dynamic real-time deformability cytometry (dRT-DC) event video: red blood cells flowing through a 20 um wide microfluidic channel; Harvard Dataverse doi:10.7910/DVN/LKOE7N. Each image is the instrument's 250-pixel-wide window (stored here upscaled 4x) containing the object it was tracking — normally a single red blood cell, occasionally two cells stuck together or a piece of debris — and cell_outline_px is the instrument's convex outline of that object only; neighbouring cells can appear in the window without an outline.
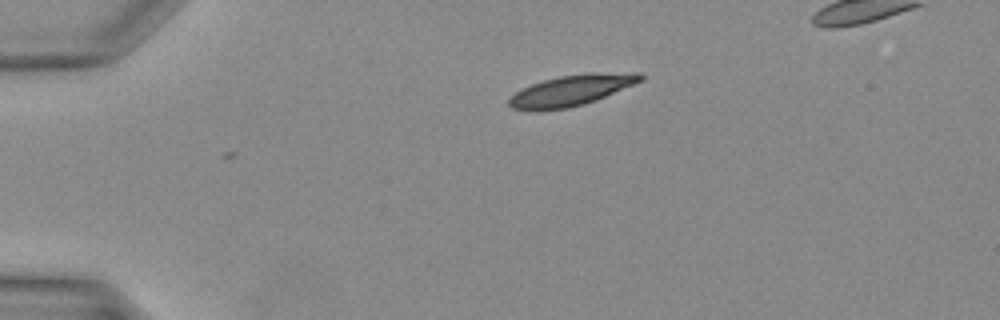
{"species": "Egyptian fruit bat (a non-hibernating species)", "species_latin": "Rousettus aegyptiacus", "temperature_condition": "warm", "stored_images_in_passage": 2, "camera_frame_rate_fps": 3000, "um_per_image_px": 0.085, "animal": {"sex": "female"}, "frame": {"image": 1, "passage_image": 1, "time_ms": 0.0, "image_size_px": [1000, 320], "cell_outline_px": [[644, 80], [596, 100], [584, 104], [568, 108], [512, 108], [508, 104], [508, 100], [516, 92], [532, 84], [544, 80], [560, 76], [592, 72], [640, 72], [644, 76]], "centroid_in_image_um": [48.7, 7.63], "position_along_channel_um": 36.3, "area_um2": 23.0}}